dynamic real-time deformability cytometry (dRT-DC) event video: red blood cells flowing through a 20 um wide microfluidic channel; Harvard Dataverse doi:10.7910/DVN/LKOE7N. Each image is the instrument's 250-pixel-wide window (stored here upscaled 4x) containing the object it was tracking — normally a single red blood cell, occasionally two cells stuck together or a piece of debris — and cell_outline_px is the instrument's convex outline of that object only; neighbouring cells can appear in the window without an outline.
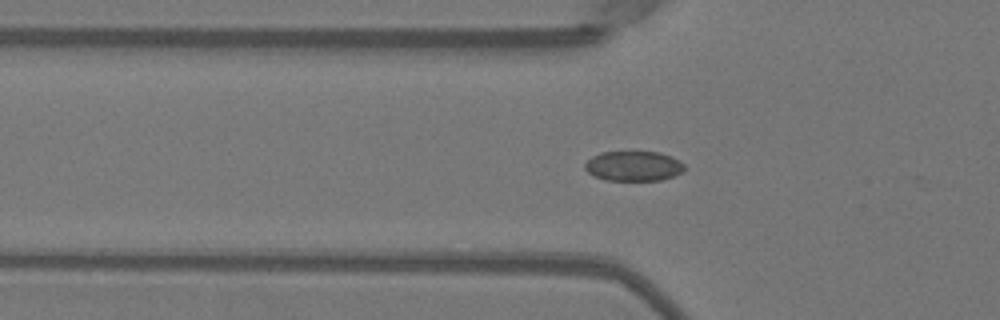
{"species": "Egyptian fruit bat (a non-hibernating species)", "species_latin": "Rousettus aegyptiacus", "temperature_condition": "warm", "stored_images_in_passage": 9, "camera_frame_rate_fps": 3000, "um_per_image_px": 0.085, "animal": {"sex": "female"}, "frame": {"image": 1, "passage_image": 3, "time_ms": 0.667, "image_size_px": [1000, 320], "cell_outline_px": [[684, 172], [660, 180], [604, 180], [592, 176], [584, 168], [584, 164], [592, 156], [600, 152], [660, 152], [672, 156], [684, 164]], "centroid_in_image_um": [53.83, 14.11], "position_along_channel_um": 72.0, "area_um2": 17.46}}
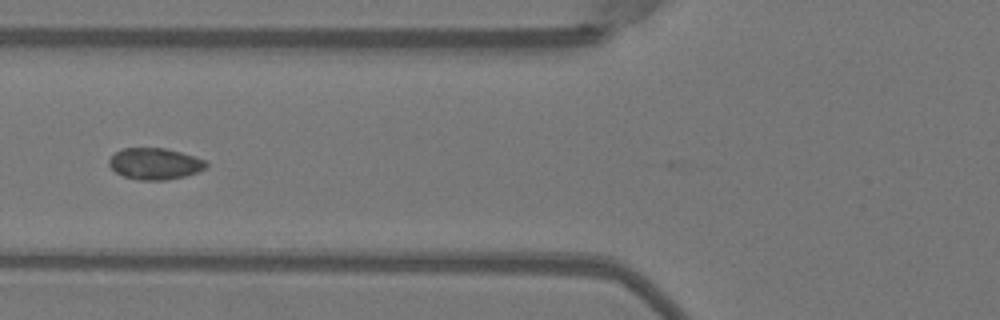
{"frame": {"image": 2, "passage_image": 6, "time_ms": 1.667, "image_size_px": [1000, 320], "cell_outline_px": [[208, 164], [204, 168], [196, 172], [184, 176], [168, 180], [140, 180], [124, 176], [116, 172], [108, 164], [108, 160], [116, 152], [124, 148], [164, 148], [180, 152], [204, 160]], "centroid_in_image_um": [13.14, 13.92], "position_along_channel_um": 112.7, "area_um2": 17.51}}